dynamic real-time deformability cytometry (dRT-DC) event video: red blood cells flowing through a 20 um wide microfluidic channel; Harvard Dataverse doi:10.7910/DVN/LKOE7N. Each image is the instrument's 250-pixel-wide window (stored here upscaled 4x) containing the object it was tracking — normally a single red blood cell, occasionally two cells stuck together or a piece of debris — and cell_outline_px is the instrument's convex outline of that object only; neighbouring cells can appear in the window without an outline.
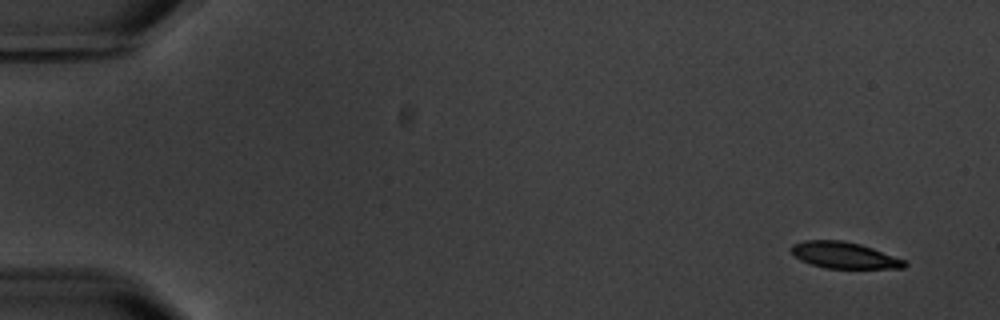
{"species": "common noctule bat (a hibernating species)", "species_latin": "Nyctalus noctula", "temperature_condition": "warm", "stored_images_in_passage": 5, "camera_frame_rate_fps": 3000, "um_per_image_px": 0.085, "animal": {"sex": "male", "body_mass_g": 20.1, "forearm_length_mm": 53.5}, "frame": {"image": 1, "passage_image": 1, "time_ms": 0.0, "image_size_px": [1000, 320], "cell_outline_px": [[908, 264], [904, 268], [824, 268], [800, 260], [792, 252], [792, 244], [804, 240], [844, 240], [860, 244], [872, 248], [904, 260]], "centroid_in_image_um": [71.74, 21.69], "position_along_channel_um": 13.3, "area_um2": 17.22}}